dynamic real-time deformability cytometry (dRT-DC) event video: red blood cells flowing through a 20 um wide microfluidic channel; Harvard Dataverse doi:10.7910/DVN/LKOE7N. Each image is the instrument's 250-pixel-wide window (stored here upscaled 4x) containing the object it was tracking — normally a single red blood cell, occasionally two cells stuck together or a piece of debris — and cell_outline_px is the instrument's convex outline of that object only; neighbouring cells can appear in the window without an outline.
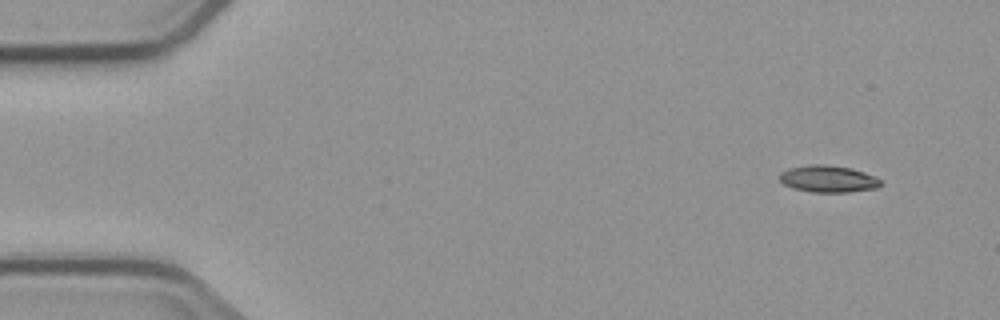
{"species": "common noctule bat (a hibernating species)", "species_latin": "Nyctalus noctula", "temperature_condition": "cold", "stored_images_in_passage": 9, "camera_frame_rate_fps": 3000, "um_per_image_px": 0.085, "animal": {"sex": "male", "body_mass_g": 23.1, "forearm_length_mm": 52.7}, "frame": {"image": 1, "passage_image": 1, "time_ms": 0.0, "image_size_px": [1000, 320], "cell_outline_px": [[880, 184], [876, 188], [848, 192], [812, 192], [792, 188], [784, 184], [780, 180], [780, 172], [788, 168], [808, 164], [824, 164], [852, 168], [864, 172], [880, 180]], "centroid_in_image_um": [70.34, 15.19], "position_along_channel_um": 14.7, "area_um2": 15.78}}
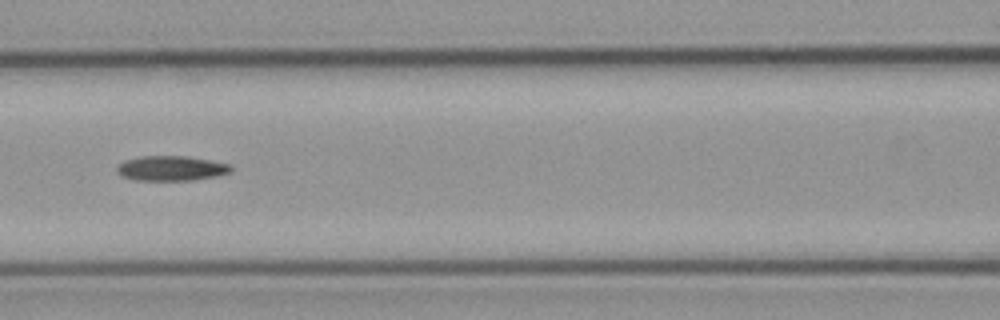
{"frame": {"image": 2, "passage_image": 6, "time_ms": 6.667, "image_size_px": [1000, 320], "cell_outline_px": [[232, 172], [216, 176], [192, 180], [136, 180], [124, 176], [116, 172], [116, 164], [124, 160], [140, 156], [188, 156], [228, 164], [232, 168]], "centroid_in_image_um": [14.51, 14.3], "position_along_channel_um": 152.1, "area_um2": 16.53}}
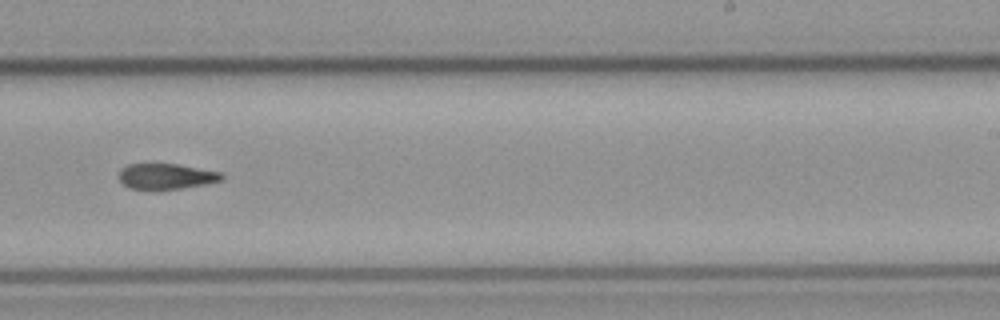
{"frame": {"image": 3, "passage_image": 9, "time_ms": 10.0, "image_size_px": [1000, 320], "cell_outline_px": [[224, 180], [208, 184], [180, 188], [128, 188], [120, 180], [120, 168], [128, 164], [180, 164], [224, 172]], "centroid_in_image_um": [14.22, 14.96], "position_along_channel_um": 274.8, "area_um2": 15.32}}